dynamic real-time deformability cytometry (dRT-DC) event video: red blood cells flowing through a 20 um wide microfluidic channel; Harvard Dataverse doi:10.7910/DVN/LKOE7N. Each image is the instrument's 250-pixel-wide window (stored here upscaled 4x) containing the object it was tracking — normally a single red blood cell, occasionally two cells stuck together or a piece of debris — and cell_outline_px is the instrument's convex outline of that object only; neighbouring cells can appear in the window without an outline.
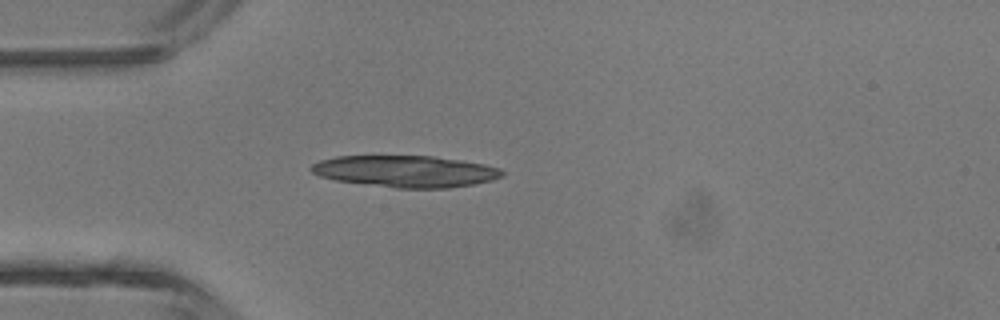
{"species": "common noctule bat (a hibernating species)", "species_latin": "Nyctalus noctula", "temperature_condition": "room temperature", "stored_images_in_passage": 2, "camera_frame_rate_fps": 3000, "um_per_image_px": 0.085, "animal": {"sex": "male", "body_mass_g": 13.3}, "frame": {"image": 1, "passage_image": 2, "time_ms": 2.0, "image_size_px": [1000, 320], "cell_outline_px": [[504, 176], [492, 180], [472, 184], [448, 188], [396, 188], [336, 180], [320, 176], [312, 172], [308, 168], [312, 164], [320, 160], [336, 156], [432, 156], [460, 160], [484, 164], [500, 168], [504, 172]], "centroid_in_image_um": [34.47, 14.56], "position_along_channel_um": 50.5, "area_um2": 35.14}}